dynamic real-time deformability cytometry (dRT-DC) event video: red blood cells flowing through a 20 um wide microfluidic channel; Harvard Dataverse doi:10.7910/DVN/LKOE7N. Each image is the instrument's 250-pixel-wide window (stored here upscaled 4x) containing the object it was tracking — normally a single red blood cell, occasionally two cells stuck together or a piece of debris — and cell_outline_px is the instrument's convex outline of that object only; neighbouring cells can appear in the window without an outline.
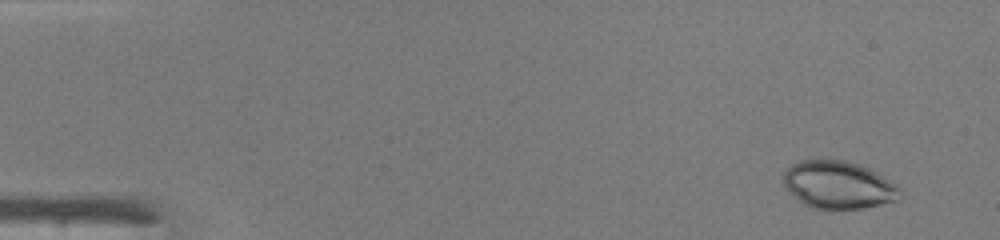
{"species": "common noctule bat (a hibernating species)", "species_latin": "Nyctalus noctula", "temperature_condition": "warm", "stored_images_in_passage": 47, "camera_frame_rate_fps": 3000, "um_per_image_px": 0.085, "animal": {"sex": "male", "body_mass_g": 19.0, "forearm_length_mm": 50.8}, "frame": {"image": 1, "passage_image": 3, "time_ms": 0.667, "image_size_px": [1000, 240], "cell_outline_px": [[900, 200], [864, 208], [832, 212], [828, 212], [812, 208], [804, 204], [784, 184], [784, 172], [792, 164], [800, 160], [844, 160], [860, 164], [876, 172], [888, 180], [896, 188]], "centroid_in_image_um": [71.24, 15.76], "position_along_channel_um": 13.8, "area_um2": 32.37}}
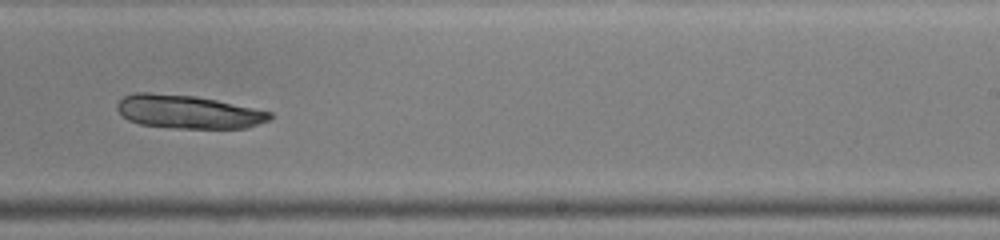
{"frame": {"image": 2, "passage_image": 30, "time_ms": 9.667, "image_size_px": [1000, 240], "cell_outline_px": [[272, 120], [248, 128], [176, 128], [140, 124], [128, 120], [116, 108], [116, 104], [124, 96], [132, 92], [148, 92], [196, 96], [216, 100], [272, 112]], "centroid_in_image_um": [16.0, 9.5], "position_along_channel_um": 273.0, "area_um2": 29.82}}
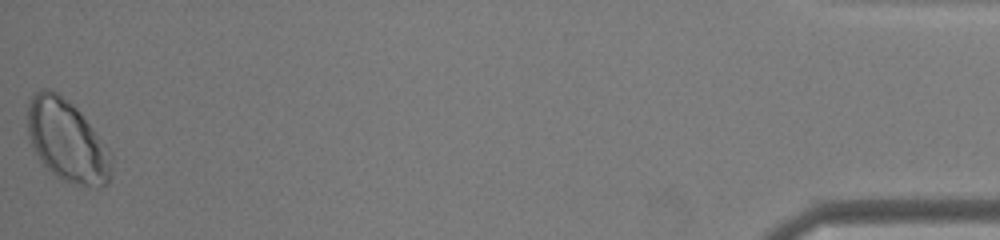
{"frame": {"image": 3, "passage_image": 47, "time_ms": 15.333, "image_size_px": [1000, 240], "cell_outline_px": [[112, 176], [100, 188], [96, 188], [60, 180], [40, 160], [32, 148], [28, 132], [28, 104], [32, 96], [40, 88], [52, 88], [68, 100], [80, 112], [112, 152]], "centroid_in_image_um": [5.71, 11.97], "position_along_channel_um": 429.5, "area_um2": 40.17}}